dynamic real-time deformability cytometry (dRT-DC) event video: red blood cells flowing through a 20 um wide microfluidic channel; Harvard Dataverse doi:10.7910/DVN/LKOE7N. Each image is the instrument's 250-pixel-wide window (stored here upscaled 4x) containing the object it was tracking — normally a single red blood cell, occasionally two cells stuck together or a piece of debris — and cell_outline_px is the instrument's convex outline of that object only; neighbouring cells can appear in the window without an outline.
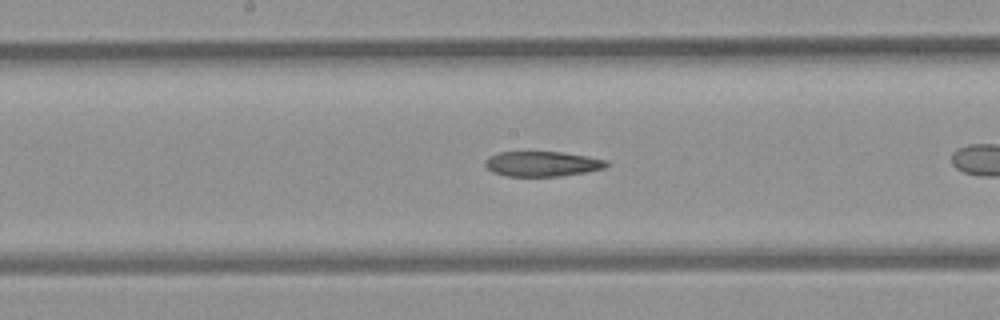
{"species": "common noctule bat (a hibernating species)", "species_latin": "Nyctalus noctula", "temperature_condition": "room temperature", "stored_images_in_passage": 26, "camera_frame_rate_fps": 3000, "um_per_image_px": 0.085, "animal": {"sex": "female", "body_mass_g": 21.9}, "frame": {"image": 1, "passage_image": 12, "time_ms": 3.667, "image_size_px": [1000, 320], "cell_outline_px": [[612, 164], [604, 168], [584, 172], [560, 176], [504, 176], [492, 172], [484, 164], [488, 156], [500, 152], [560, 152], [588, 156], [608, 160]], "centroid_in_image_um": [46.11, 13.92], "position_along_channel_um": 202.1, "area_um2": 17.8}}
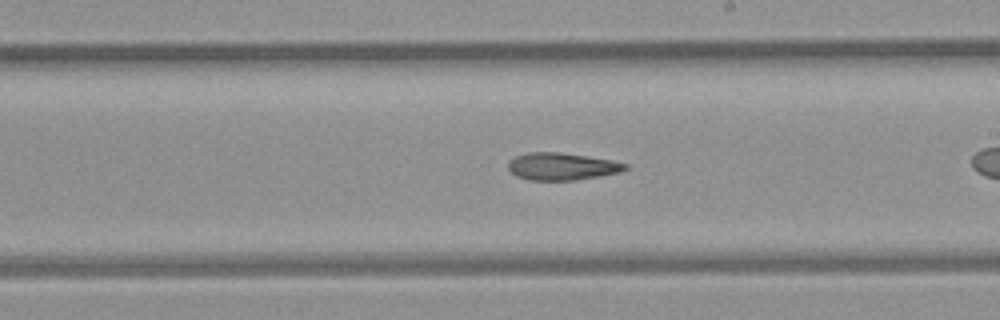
{"frame": {"image": 2, "passage_image": 15, "time_ms": 4.667, "image_size_px": [1000, 320], "cell_outline_px": [[628, 168], [620, 172], [600, 176], [576, 180], [528, 180], [516, 176], [508, 168], [508, 160], [516, 156], [528, 152], [560, 152], [612, 160], [628, 164]], "centroid_in_image_um": [47.75, 14.14], "position_along_channel_um": 241.3, "area_um2": 18.67}}